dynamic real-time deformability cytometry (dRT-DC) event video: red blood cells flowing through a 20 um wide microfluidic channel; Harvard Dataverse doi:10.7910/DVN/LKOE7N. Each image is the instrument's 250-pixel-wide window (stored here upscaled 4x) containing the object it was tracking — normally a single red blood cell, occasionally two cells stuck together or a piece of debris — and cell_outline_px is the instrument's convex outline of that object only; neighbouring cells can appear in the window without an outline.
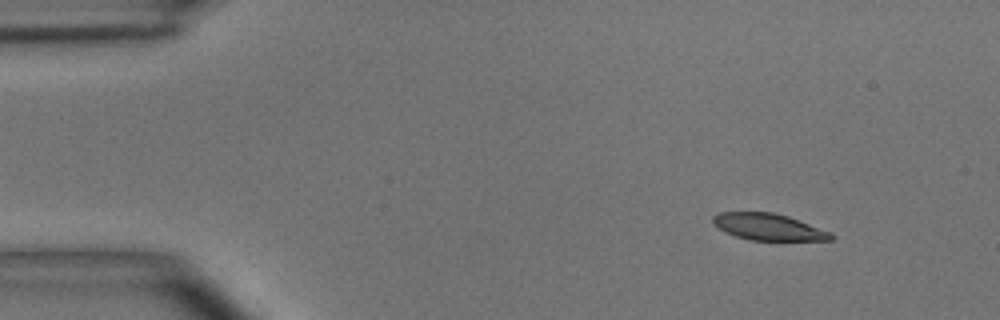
{"species": "common noctule bat (a hibernating species)", "species_latin": "Nyctalus noctula", "temperature_condition": "room temperature", "stored_images_in_passage": 5, "camera_frame_rate_fps": 3000, "um_per_image_px": 0.085, "animal": {"sex": "male", "body_mass_g": 15.6}, "frame": {"image": 1, "passage_image": 1, "time_ms": 0.0, "image_size_px": [1000, 320], "cell_outline_px": [[836, 236], [832, 240], [752, 240], [736, 236], [724, 232], [712, 224], [712, 216], [720, 212], [772, 212], [788, 216], [832, 232]], "centroid_in_image_um": [65.31, 19.28], "position_along_channel_um": 19.7, "area_um2": 18.44}}
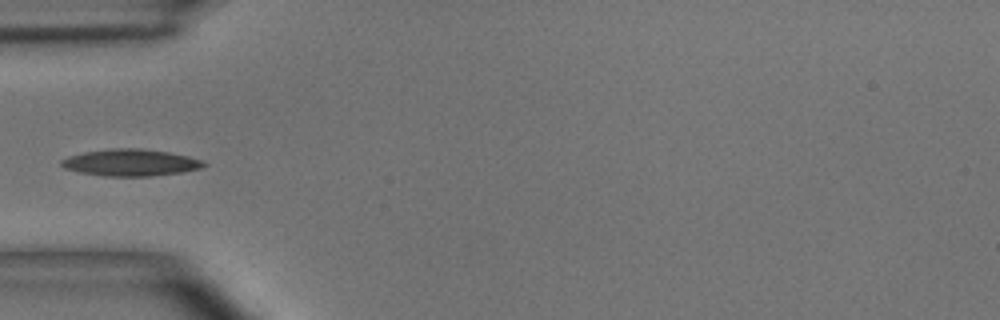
{"frame": {"image": 2, "passage_image": 4, "time_ms": 3.667, "image_size_px": [1000, 320], "cell_outline_px": [[208, 164], [200, 168], [180, 172], [152, 176], [104, 176], [80, 172], [64, 168], [60, 164], [60, 160], [68, 156], [84, 152], [112, 148], [140, 148], [168, 152], [188, 156], [200, 160]], "centroid_in_image_um": [11.06, 13.81], "position_along_channel_um": 73.9, "area_um2": 22.14}}
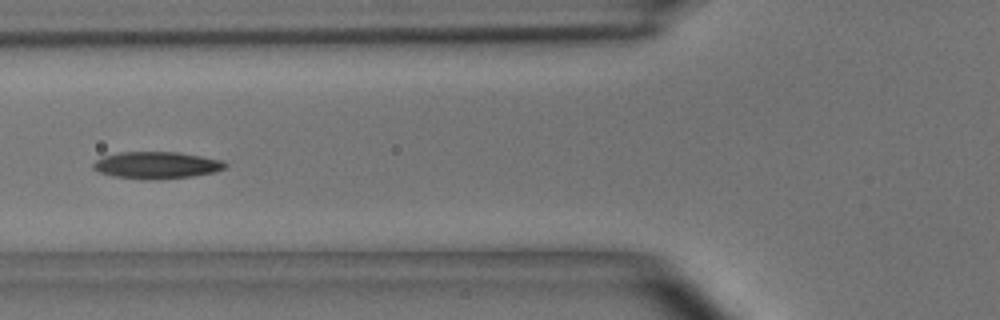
{"frame": {"image": 3, "passage_image": 5, "time_ms": 4.667, "image_size_px": [1000, 320], "cell_outline_px": [[228, 164], [224, 168], [216, 172], [192, 176], [160, 180], [140, 180], [112, 176], [100, 172], [92, 168], [92, 164], [96, 160], [104, 156], [120, 152], [180, 152], [224, 160]], "centroid_in_image_um": [13.33, 14.05], "position_along_channel_um": 112.5, "area_um2": 21.1}}